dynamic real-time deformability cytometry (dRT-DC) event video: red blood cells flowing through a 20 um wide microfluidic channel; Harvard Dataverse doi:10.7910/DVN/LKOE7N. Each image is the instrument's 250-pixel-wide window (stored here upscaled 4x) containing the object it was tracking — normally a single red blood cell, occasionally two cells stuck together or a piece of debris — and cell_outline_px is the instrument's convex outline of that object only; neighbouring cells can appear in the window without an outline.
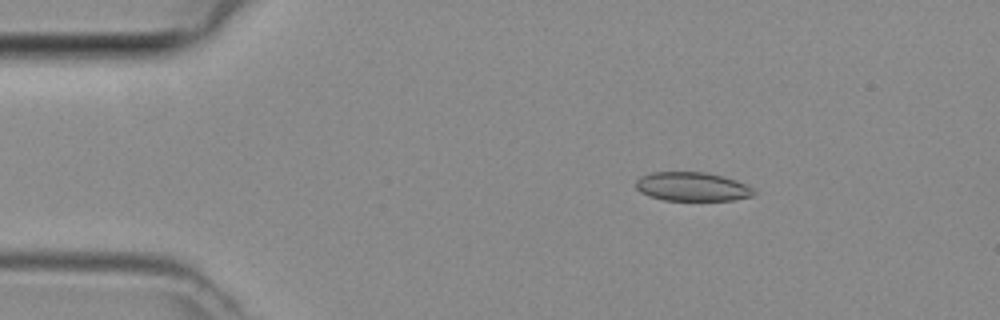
{"species": "common noctule bat (a hibernating species)", "species_latin": "Nyctalus noctula", "temperature_condition": "room temperature", "stored_images_in_passage": 3, "camera_frame_rate_fps": 3000, "um_per_image_px": 0.085, "animal": {"sex": "female", "body_mass_g": 29.2, "forearm_length_mm": 56.3}, "frame": {"image": 1, "passage_image": 2, "time_ms": 0.333, "image_size_px": [1000, 320], "cell_outline_px": [[756, 192], [752, 196], [732, 200], [664, 200], [648, 196], [640, 192], [636, 188], [636, 180], [640, 176], [652, 172], [704, 172], [736, 180], [748, 184]], "centroid_in_image_um": [58.82, 15.87], "position_along_channel_um": 26.2, "area_um2": 19.88}}